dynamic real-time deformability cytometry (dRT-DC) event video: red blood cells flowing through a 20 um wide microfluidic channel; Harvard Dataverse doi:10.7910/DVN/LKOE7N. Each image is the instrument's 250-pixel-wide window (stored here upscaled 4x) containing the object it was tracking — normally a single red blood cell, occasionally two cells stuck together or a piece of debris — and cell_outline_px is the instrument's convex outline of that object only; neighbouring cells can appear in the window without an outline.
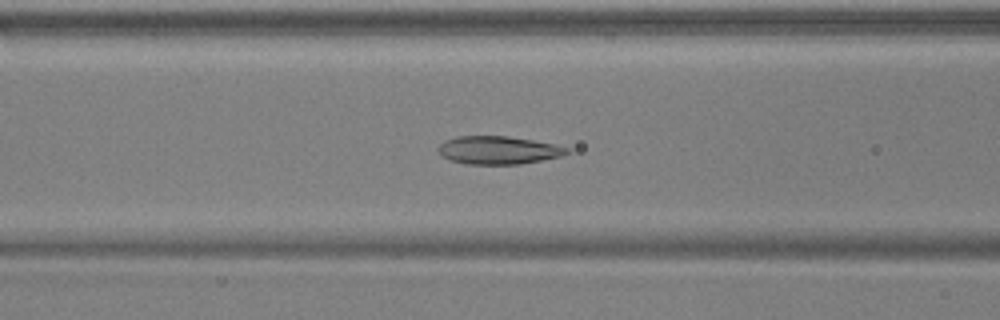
{"species": "common noctule bat (a hibernating species)", "species_latin": "Nyctalus noctula", "temperature_condition": "warm", "stored_images_in_passage": 55, "segment_of_instrument_passage": [1, 2], "camera_frame_rate_fps": 3000, "um_per_image_px": 0.085, "animal": {"sex": "male", "body_mass_g": 17.9, "forearm_length_mm": 54.2}, "frame": {"image": 1, "passage_image": 22, "time_ms": 7.0, "image_size_px": [1000, 320], "cell_outline_px": [[572, 152], [560, 156], [520, 164], [468, 164], [452, 160], [444, 156], [436, 148], [444, 140], [456, 136], [508, 136], [532, 140], [552, 144], [568, 148]], "centroid_in_image_um": [42.34, 12.75], "position_along_channel_um": 124.3, "area_um2": 20.81}}
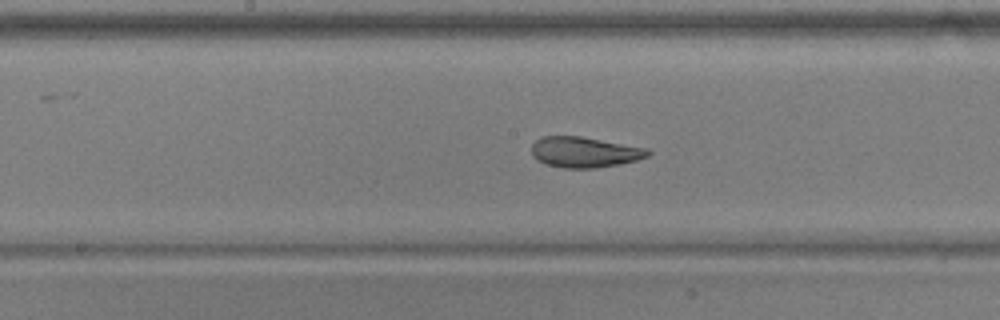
{"frame": {"image": 2, "passage_image": 28, "time_ms": 9.0, "image_size_px": [1000, 320], "cell_outline_px": [[652, 152], [648, 156], [636, 160], [620, 164], [596, 168], [564, 168], [544, 164], [532, 156], [532, 144], [540, 136], [580, 136], [648, 148]], "centroid_in_image_um": [49.68, 12.93], "position_along_channel_um": 198.5, "area_um2": 20.87}}
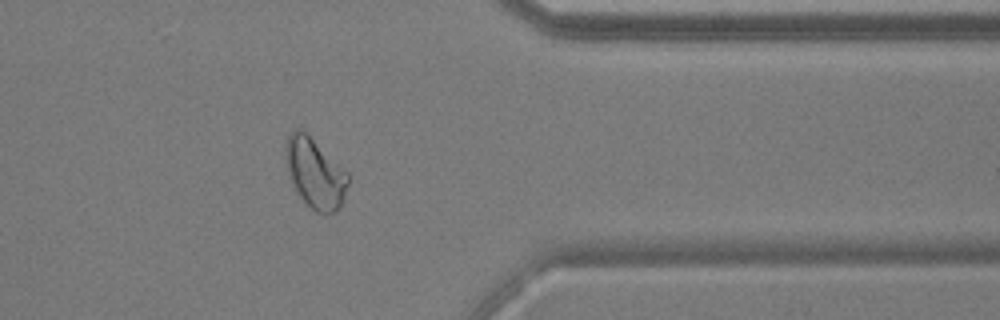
{"frame": {"image": 3, "passage_image": 44, "time_ms": 14.333, "image_size_px": [1000, 320], "cell_outline_px": [[348, 184], [344, 196], [336, 212], [316, 212], [300, 196], [292, 184], [288, 172], [284, 156], [284, 148], [288, 136], [296, 128], [300, 128], [348, 172]], "centroid_in_image_um": [26.75, 14.7], "position_along_channel_um": 384.6, "area_um2": 24.91}}